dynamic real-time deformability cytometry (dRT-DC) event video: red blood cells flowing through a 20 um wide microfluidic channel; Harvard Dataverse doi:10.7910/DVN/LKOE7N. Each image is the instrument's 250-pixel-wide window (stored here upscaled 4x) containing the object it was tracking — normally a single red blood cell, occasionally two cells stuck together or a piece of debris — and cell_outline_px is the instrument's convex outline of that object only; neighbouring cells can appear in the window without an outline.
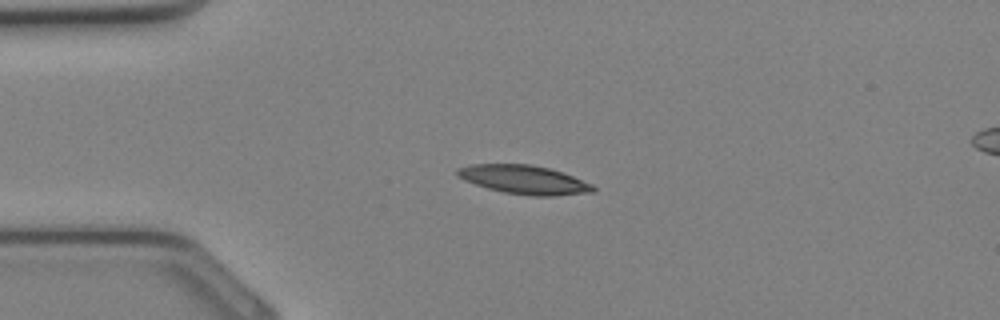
{"species": "Egyptian fruit bat (a non-hibernating species)", "species_latin": "Rousettus aegyptiacus", "temperature_condition": "cold", "stored_images_in_passage": 27, "camera_frame_rate_fps": 3000, "um_per_image_px": 0.085, "animal": {"sex": "female"}, "frame": {"image": 1, "passage_image": 1, "time_ms": 0.0, "image_size_px": [1000, 320], "cell_outline_px": [[596, 192], [552, 196], [532, 196], [504, 192], [488, 188], [464, 180], [456, 176], [456, 168], [468, 164], [532, 164], [564, 172], [592, 184], [596, 188]], "centroid_in_image_um": [44.55, 15.26], "position_along_channel_um": 40.4, "area_um2": 22.95}}
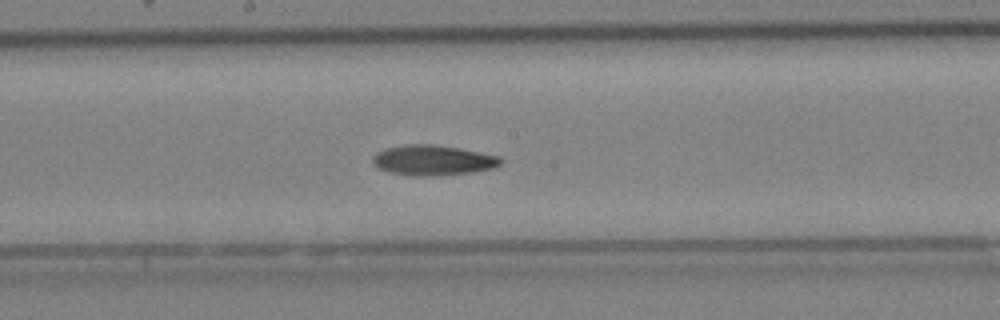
{"frame": {"image": 2, "passage_image": 11, "time_ms": 3.333, "image_size_px": [1000, 320], "cell_outline_px": [[504, 160], [500, 164], [492, 168], [472, 172], [436, 176], [412, 176], [388, 172], [376, 168], [372, 164], [372, 156], [376, 152], [384, 148], [404, 144], [432, 144], [480, 152], [500, 156]], "centroid_in_image_um": [36.73, 13.62], "position_along_channel_um": 211.5, "area_um2": 22.83}}
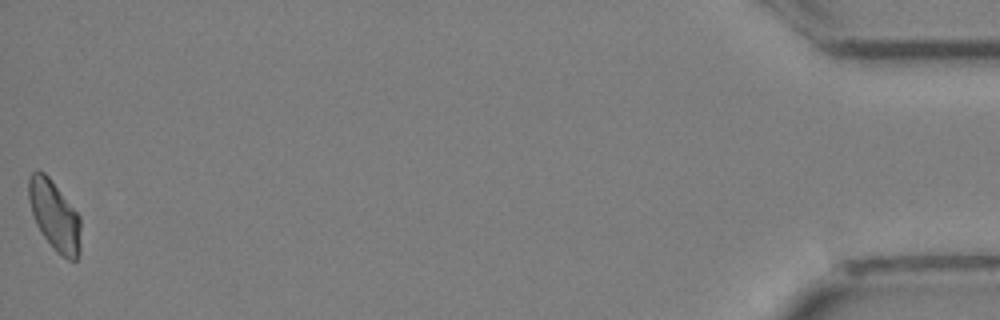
{"frame": {"image": 3, "passage_image": 27, "time_ms": 8.667, "image_size_px": [1000, 320], "cell_outline_px": [[80, 252], [76, 260], [68, 260], [56, 252], [40, 232], [36, 224], [32, 212], [28, 196], [28, 176], [32, 172], [44, 172], [48, 176], [80, 216]], "centroid_in_image_um": [4.63, 18.35], "position_along_channel_um": 430.6, "area_um2": 21.1}}